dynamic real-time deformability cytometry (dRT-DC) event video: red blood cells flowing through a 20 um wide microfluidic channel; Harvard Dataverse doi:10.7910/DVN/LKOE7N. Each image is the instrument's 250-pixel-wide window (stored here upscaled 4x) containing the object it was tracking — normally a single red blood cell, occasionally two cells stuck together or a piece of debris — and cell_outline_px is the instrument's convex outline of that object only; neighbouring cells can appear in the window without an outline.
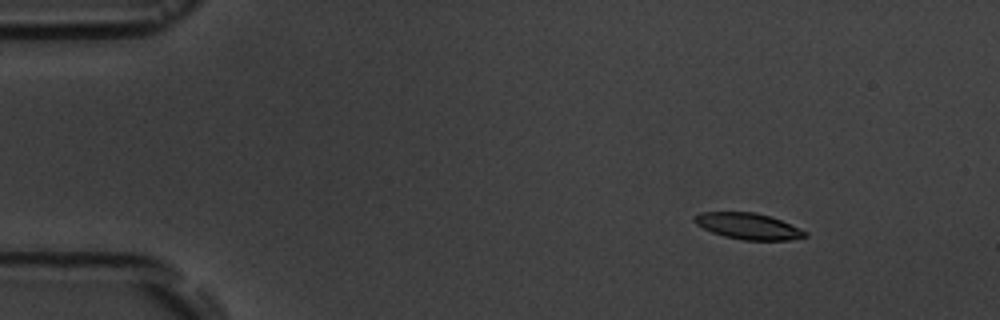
{"species": "common noctule bat (a hibernating species)", "species_latin": "Nyctalus noctula", "temperature_condition": "room temperature", "stored_images_in_passage": 5, "camera_frame_rate_fps": 3000, "um_per_image_px": 0.085, "animal": {"sex": "male", "body_mass_g": 19.5, "forearm_length_mm": 54.6}, "frame": {"image": 1, "passage_image": 2, "time_ms": 2.0, "image_size_px": [1000, 320], "cell_outline_px": [[808, 236], [788, 240], [744, 240], [724, 236], [712, 232], [696, 224], [692, 220], [692, 216], [700, 212], [752, 212], [768, 216], [780, 220], [800, 228], [808, 232]], "centroid_in_image_um": [63.57, 19.22], "position_along_channel_um": 21.4, "area_um2": 16.82}}